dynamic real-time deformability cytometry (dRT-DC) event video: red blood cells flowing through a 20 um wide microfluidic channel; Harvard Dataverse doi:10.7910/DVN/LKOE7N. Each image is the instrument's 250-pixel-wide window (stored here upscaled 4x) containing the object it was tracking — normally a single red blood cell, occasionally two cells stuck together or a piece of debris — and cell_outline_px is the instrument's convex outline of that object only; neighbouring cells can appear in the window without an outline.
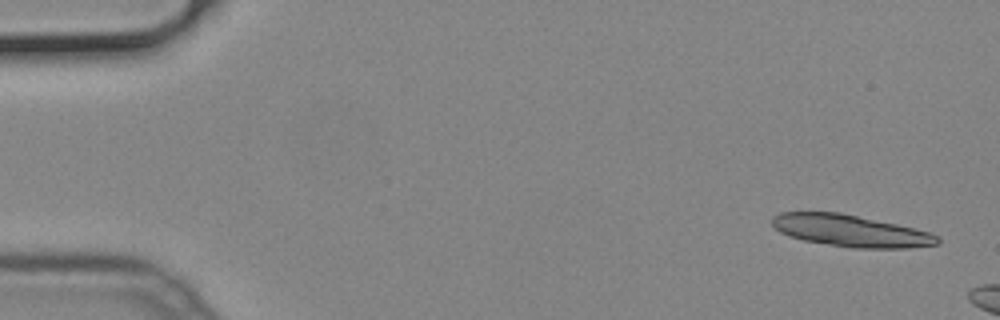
{"species": "common noctule bat (a hibernating species)", "species_latin": "Nyctalus noctula", "temperature_condition": "cold", "stored_images_in_passage": 5, "camera_frame_rate_fps": 3000, "um_per_image_px": 0.085, "animal": {"sex": "male", "body_mass_g": 19.2, "forearm_length_mm": 51.8}, "frame": {"image": 1, "passage_image": 2, "time_ms": 0.333, "image_size_px": [1000, 320], "cell_outline_px": [[940, 244], [908, 248], [852, 248], [804, 240], [788, 236], [780, 232], [772, 224], [772, 216], [780, 212], [840, 212], [896, 224], [928, 232], [940, 236]], "centroid_in_image_um": [72.3, 19.62], "position_along_channel_um": 12.7, "area_um2": 30.58}}